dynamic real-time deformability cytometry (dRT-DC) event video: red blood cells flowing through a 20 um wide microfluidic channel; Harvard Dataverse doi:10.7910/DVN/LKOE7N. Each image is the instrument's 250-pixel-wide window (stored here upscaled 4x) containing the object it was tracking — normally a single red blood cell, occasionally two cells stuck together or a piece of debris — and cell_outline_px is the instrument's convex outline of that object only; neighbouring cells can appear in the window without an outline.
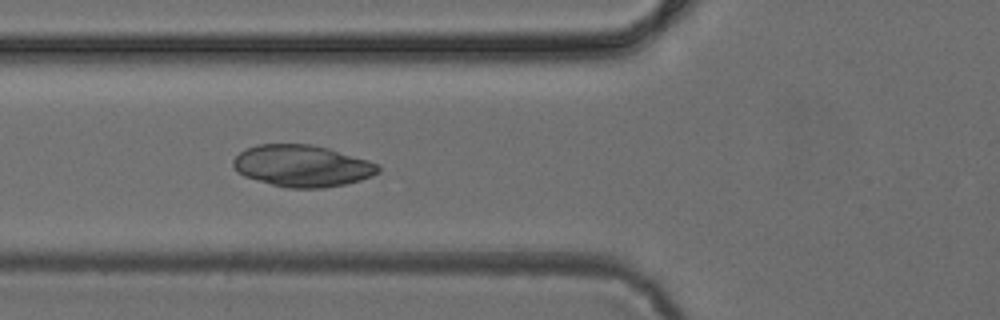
{"species": "common noctule bat (a hibernating species)", "species_latin": "Nyctalus noctula", "temperature_condition": "cold", "stored_images_in_passage": 39, "camera_frame_rate_fps": 3000, "um_per_image_px": 0.085, "animal": {"sex": "female", "body_mass_g": 24.6, "forearm_length_mm": 56.2}, "frame": {"image": 1, "passage_image": 14, "time_ms": 4.333, "image_size_px": [1000, 320], "cell_outline_px": [[380, 172], [372, 176], [360, 180], [344, 184], [324, 188], [288, 188], [272, 184], [244, 176], [236, 172], [232, 164], [232, 160], [240, 152], [256, 144], [312, 144], [328, 148], [368, 160], [380, 164]], "centroid_in_image_um": [25.69, 14.1], "position_along_channel_um": 100.1, "area_um2": 35.32}}
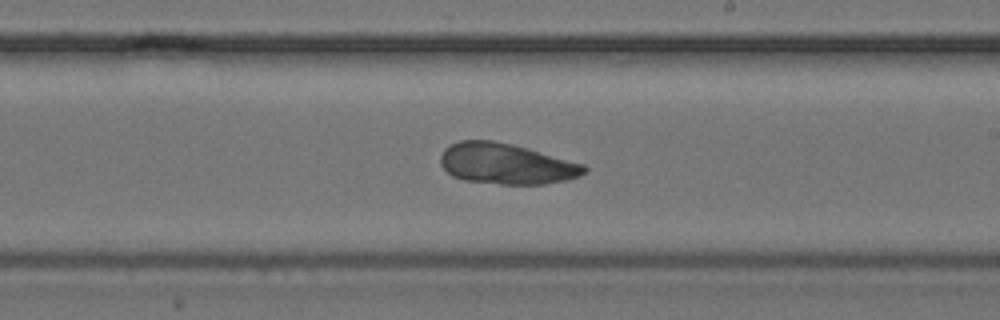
{"frame": {"image": 2, "passage_image": 25, "time_ms": 8.0, "image_size_px": [1000, 320], "cell_outline_px": [[588, 172], [580, 176], [568, 180], [544, 184], [500, 184], [464, 180], [452, 176], [440, 164], [440, 156], [444, 148], [460, 140], [492, 140], [512, 144], [528, 148], [584, 164], [588, 168]], "centroid_in_image_um": [43.05, 13.92], "position_along_channel_um": 246.0, "area_um2": 34.33}}
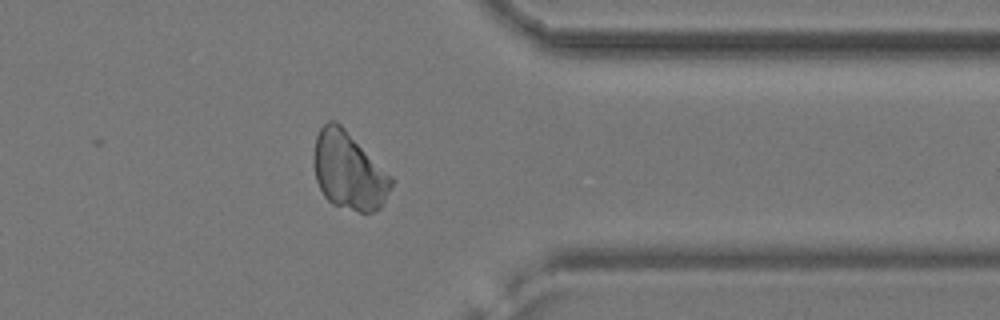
{"frame": {"image": 3, "passage_image": 36, "time_ms": 11.667, "image_size_px": [1000, 320], "cell_outline_px": [[392, 184], [380, 208], [376, 212], [360, 212], [332, 204], [324, 196], [316, 180], [312, 164], [312, 156], [316, 136], [320, 128], [328, 120], [336, 120], [392, 176]], "centroid_in_image_um": [29.6, 14.51], "position_along_channel_um": 381.8, "area_um2": 35.03}}